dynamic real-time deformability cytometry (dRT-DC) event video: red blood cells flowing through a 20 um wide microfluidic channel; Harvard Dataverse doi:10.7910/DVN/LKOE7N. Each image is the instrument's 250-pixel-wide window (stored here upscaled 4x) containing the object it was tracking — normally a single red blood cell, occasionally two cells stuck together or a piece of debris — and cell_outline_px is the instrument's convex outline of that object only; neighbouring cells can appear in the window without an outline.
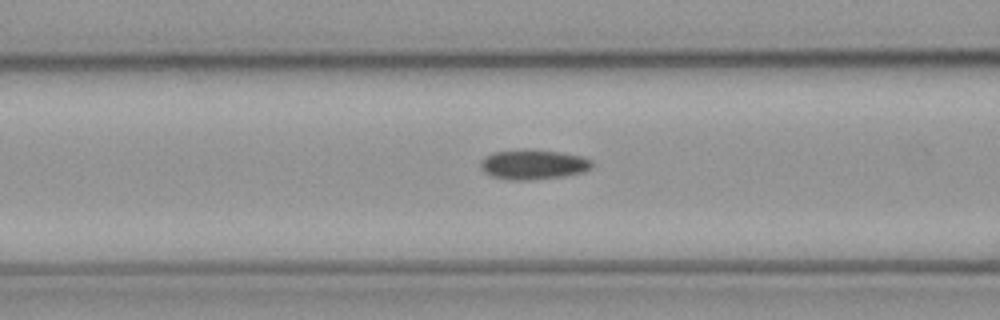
{"species": "common noctule bat (a hibernating species)", "species_latin": "Nyctalus noctula", "temperature_condition": "cold", "stored_images_in_passage": 7, "camera_frame_rate_fps": 3000, "um_per_image_px": 0.085, "animal": {"sex": "male", "body_mass_g": 23.1, "forearm_length_mm": 52.7}, "frame": {"image": 1, "passage_image": 5, "time_ms": 1.333, "image_size_px": [1000, 320], "cell_outline_px": [[592, 168], [584, 172], [560, 176], [528, 180], [508, 180], [492, 176], [484, 172], [480, 168], [480, 160], [492, 152], [528, 148], [560, 152], [580, 156], [588, 160], [592, 164]], "centroid_in_image_um": [45.26, 13.97], "position_along_channel_um": 121.3, "area_um2": 19.42}}